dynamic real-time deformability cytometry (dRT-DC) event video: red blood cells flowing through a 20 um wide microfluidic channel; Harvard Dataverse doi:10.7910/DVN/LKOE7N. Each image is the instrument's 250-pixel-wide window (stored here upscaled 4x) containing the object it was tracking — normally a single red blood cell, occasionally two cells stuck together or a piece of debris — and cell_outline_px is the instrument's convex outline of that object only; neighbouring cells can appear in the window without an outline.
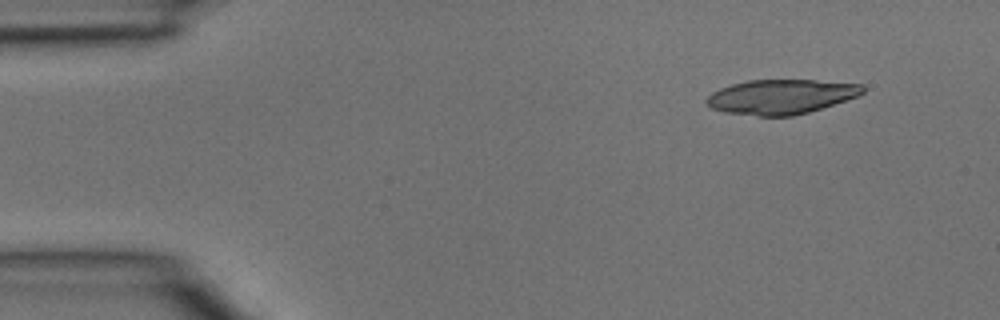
{"species": "common noctule bat (a hibernating species)", "species_latin": "Nyctalus noctula", "temperature_condition": "room temperature", "stored_images_in_passage": 4, "segment_of_instrument_passage": [2, 2], "camera_frame_rate_fps": 3000, "um_per_image_px": 0.085, "animal": {"sex": "male", "body_mass_g": 15.6}, "frame": {"image": 1, "passage_image": 4, "time_ms": 1.0, "image_size_px": [1000, 320], "cell_outline_px": [[864, 92], [856, 96], [808, 112], [792, 116], [760, 116], [724, 112], [712, 108], [704, 104], [704, 100], [712, 92], [720, 88], [732, 84], [748, 80], [816, 80], [864, 84]], "centroid_in_image_um": [66.34, 8.21], "position_along_channel_um": 18.7, "area_um2": 31.39}}